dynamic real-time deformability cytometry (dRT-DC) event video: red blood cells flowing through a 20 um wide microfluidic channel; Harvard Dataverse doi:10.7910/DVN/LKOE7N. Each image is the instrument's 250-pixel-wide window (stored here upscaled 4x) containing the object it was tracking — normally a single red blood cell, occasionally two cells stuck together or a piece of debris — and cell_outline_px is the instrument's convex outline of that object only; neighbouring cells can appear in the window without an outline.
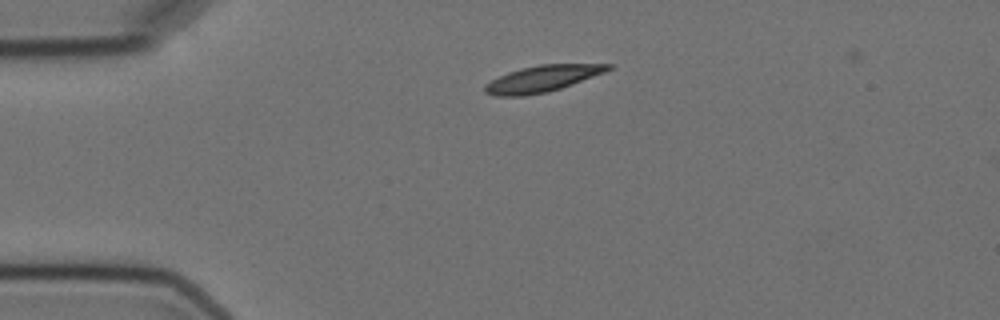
{"species": "Egyptian fruit bat (a non-hibernating species)", "species_latin": "Rousettus aegyptiacus", "temperature_condition": "cold", "stored_images_in_passage": 3, "camera_frame_rate_fps": 3000, "um_per_image_px": 0.085, "animal": {"sex": "female"}, "frame": {"image": 1, "passage_image": 1, "time_ms": 0.0, "image_size_px": [1000, 320], "cell_outline_px": [[612, 68], [604, 72], [572, 84], [548, 92], [524, 96], [496, 96], [484, 92], [484, 84], [508, 72], [520, 68], [540, 64], [612, 64]], "centroid_in_image_um": [46.06, 6.69], "position_along_channel_um": 38.9, "area_um2": 18.79}}